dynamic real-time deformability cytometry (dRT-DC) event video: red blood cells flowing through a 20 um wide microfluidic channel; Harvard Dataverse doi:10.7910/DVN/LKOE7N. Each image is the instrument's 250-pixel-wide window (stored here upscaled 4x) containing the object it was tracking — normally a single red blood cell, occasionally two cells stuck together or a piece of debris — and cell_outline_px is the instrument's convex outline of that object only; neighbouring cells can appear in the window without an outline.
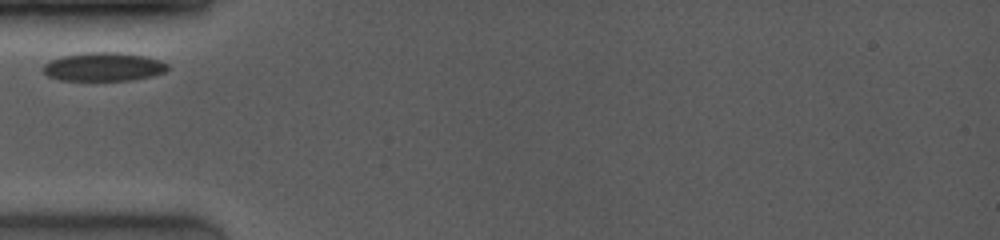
{"species": "common noctule bat (a hibernating species)", "species_latin": "Nyctalus noctula", "temperature_condition": "room temperature", "stored_images_in_passage": 1, "camera_frame_rate_fps": 4000, "um_per_image_px": 0.085, "animal": {"sex": "female", "body_mass_g": 19.0, "forearm_length_mm": 53.3}, "frame": {"image": 1, "passage_image": 1, "time_ms": 0.0, "image_size_px": [1000, 240], "cell_outline_px": [[168, 68], [164, 72], [152, 76], [132, 80], [60, 80], [48, 76], [40, 68], [48, 60], [60, 56], [84, 52], [116, 52], [144, 56], [160, 60], [168, 64]], "centroid_in_image_um": [8.75, 5.67], "position_along_channel_um": 76.2, "area_um2": 20.92}}